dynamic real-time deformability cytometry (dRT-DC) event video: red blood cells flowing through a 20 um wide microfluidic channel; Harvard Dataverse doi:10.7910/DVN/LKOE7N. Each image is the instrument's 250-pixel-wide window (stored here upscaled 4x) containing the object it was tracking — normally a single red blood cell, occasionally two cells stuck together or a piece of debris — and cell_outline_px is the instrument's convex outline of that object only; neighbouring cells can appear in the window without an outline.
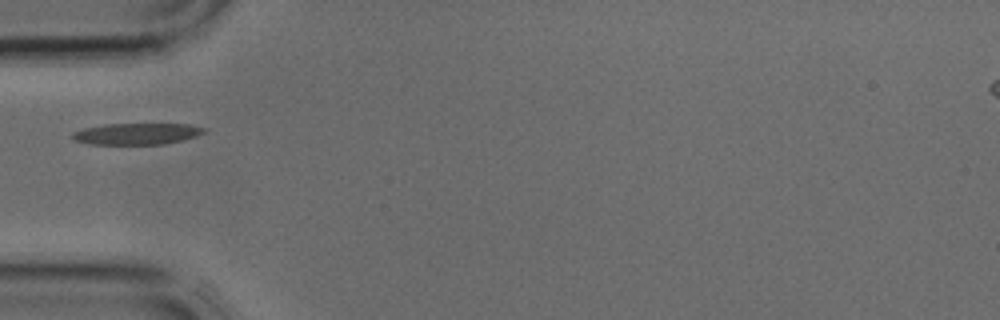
{"species": "common noctule bat (a hibernating species)", "species_latin": "Nyctalus noctula", "temperature_condition": "cold", "stored_images_in_passage": 3, "camera_frame_rate_fps": 3000, "um_per_image_px": 0.085, "animal": {"sex": "male", "body_mass_g": 17.9, "forearm_length_mm": 54.2}, "frame": {"image": 1, "passage_image": 3, "time_ms": 0.667, "image_size_px": [1000, 320], "cell_outline_px": [[208, 132], [196, 136], [164, 144], [92, 144], [72, 140], [72, 132], [84, 128], [104, 124], [192, 124], [208, 128]], "centroid_in_image_um": [11.66, 11.36], "position_along_channel_um": 73.3, "area_um2": 16.53}}